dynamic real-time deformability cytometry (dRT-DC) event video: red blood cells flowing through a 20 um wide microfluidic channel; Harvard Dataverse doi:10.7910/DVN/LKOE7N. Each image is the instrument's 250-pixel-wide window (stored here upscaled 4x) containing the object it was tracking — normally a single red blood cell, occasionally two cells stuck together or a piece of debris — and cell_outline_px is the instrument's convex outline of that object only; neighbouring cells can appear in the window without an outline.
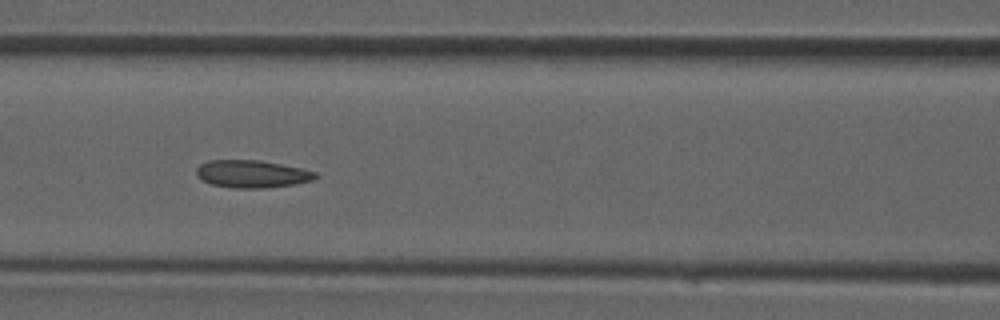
{"species": "common noctule bat (a hibernating species)", "species_latin": "Nyctalus noctula", "temperature_condition": "room temperature", "stored_images_in_passage": 30, "camera_frame_rate_fps": 3000, "um_per_image_px": 0.085, "animal": {"sex": "male", "forearm_length_mm": 52.5}, "frame": {"image": 1, "passage_image": 9, "time_ms": 2.667, "image_size_px": [1000, 320], "cell_outline_px": [[320, 176], [316, 180], [296, 184], [264, 188], [236, 188], [212, 184], [200, 180], [196, 176], [196, 168], [200, 164], [208, 160], [260, 160], [300, 168], [316, 172]], "centroid_in_image_um": [21.43, 14.79], "position_along_channel_um": 145.2, "area_um2": 19.31}}
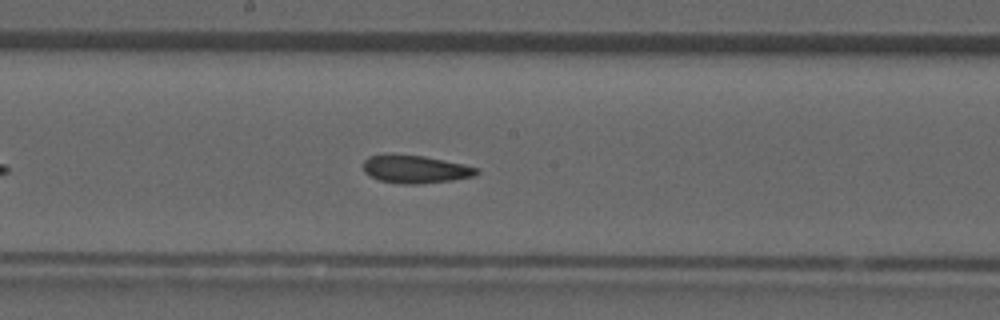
{"frame": {"image": 2, "passage_image": 13, "time_ms": 4.0, "image_size_px": [1000, 320], "cell_outline_px": [[480, 172], [476, 176], [452, 180], [416, 184], [404, 184], [380, 180], [364, 172], [364, 160], [368, 156], [424, 156], [464, 164], [480, 168]], "centroid_in_image_um": [35.4, 14.4], "position_along_channel_um": 212.8, "area_um2": 17.98}}